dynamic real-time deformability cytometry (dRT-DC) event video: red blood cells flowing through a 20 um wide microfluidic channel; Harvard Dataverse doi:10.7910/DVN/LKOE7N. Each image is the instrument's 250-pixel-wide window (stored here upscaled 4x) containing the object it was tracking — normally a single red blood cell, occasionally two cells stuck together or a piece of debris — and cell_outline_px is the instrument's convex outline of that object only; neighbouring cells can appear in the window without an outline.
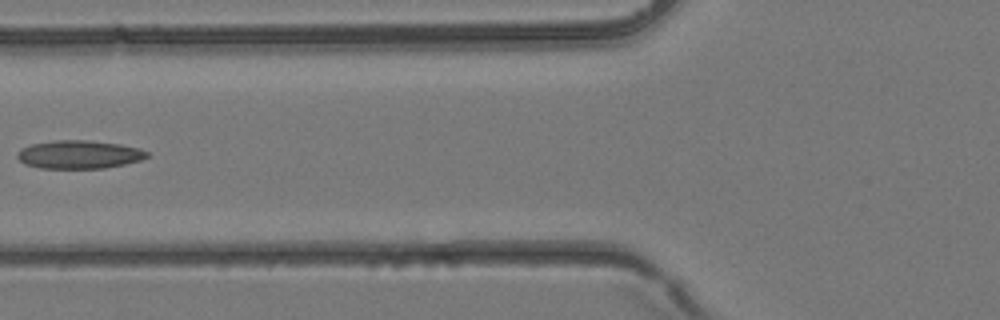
{"species": "common noctule bat (a hibernating species)", "species_latin": "Nyctalus noctula", "temperature_condition": "room temperature", "stored_images_in_passage": 4, "camera_frame_rate_fps": 3000, "um_per_image_px": 0.085, "animal": {"sex": "female", "body_mass_g": 24.6, "forearm_length_mm": 56.2}, "frame": {"image": 1, "passage_image": 4, "time_ms": 1.0, "image_size_px": [1000, 320], "cell_outline_px": [[148, 156], [140, 160], [124, 164], [104, 168], [40, 168], [24, 164], [16, 156], [16, 152], [20, 148], [32, 144], [56, 140], [88, 140], [120, 144], [140, 148], [148, 152]], "centroid_in_image_um": [6.7, 13.13], "position_along_channel_um": 119.1, "area_um2": 21.39}}